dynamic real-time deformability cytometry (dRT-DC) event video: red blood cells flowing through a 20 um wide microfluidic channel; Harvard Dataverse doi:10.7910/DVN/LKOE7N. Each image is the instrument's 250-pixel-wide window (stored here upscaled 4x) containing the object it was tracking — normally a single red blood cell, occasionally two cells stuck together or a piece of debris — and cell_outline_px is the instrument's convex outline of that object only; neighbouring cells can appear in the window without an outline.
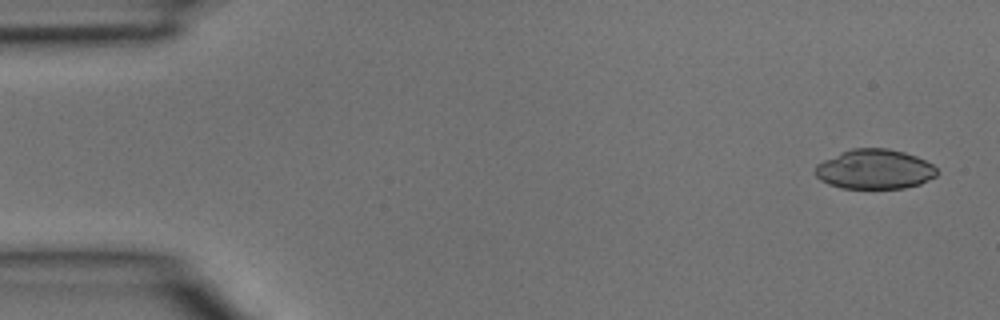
{"species": "common noctule bat (a hibernating species)", "species_latin": "Nyctalus noctula", "temperature_condition": "room temperature", "stored_images_in_passage": 39, "camera_frame_rate_fps": 3000, "um_per_image_px": 0.085, "animal": {"sex": "male", "body_mass_g": 15.6}, "frame": {"image": 1, "passage_image": 1, "time_ms": 0.0, "image_size_px": [1000, 320], "cell_outline_px": [[936, 176], [920, 184], [904, 188], [840, 188], [828, 184], [820, 180], [816, 176], [816, 164], [824, 160], [852, 148], [888, 148], [904, 152], [916, 156], [932, 164], [936, 168]], "centroid_in_image_um": [74.34, 14.39], "position_along_channel_um": 10.7, "area_um2": 28.03}}
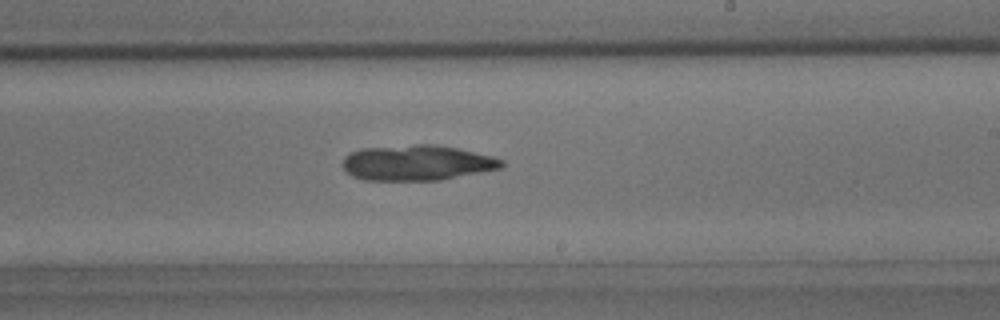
{"frame": {"image": 2, "passage_image": 23, "time_ms": 7.333, "image_size_px": [1000, 320], "cell_outline_px": [[504, 164], [500, 168], [440, 180], [364, 180], [352, 176], [344, 168], [344, 156], [360, 148], [416, 144], [436, 144], [456, 148], [492, 156], [504, 160]], "centroid_in_image_um": [35.43, 13.83], "position_along_channel_um": 253.6, "area_um2": 32.66}}
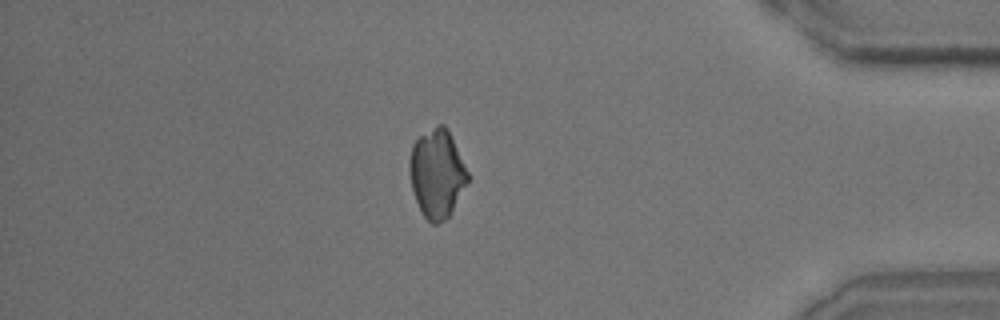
{"frame": {"image": 3, "passage_image": 34, "time_ms": 11.0, "image_size_px": [1000, 320], "cell_outline_px": [[468, 180], [448, 216], [444, 220], [436, 224], [432, 224], [424, 216], [412, 192], [408, 168], [408, 160], [412, 144], [420, 136], [436, 124], [444, 124], [448, 128], [468, 172]], "centroid_in_image_um": [37.1, 14.71], "position_along_channel_um": 398.1, "area_um2": 29.82}}